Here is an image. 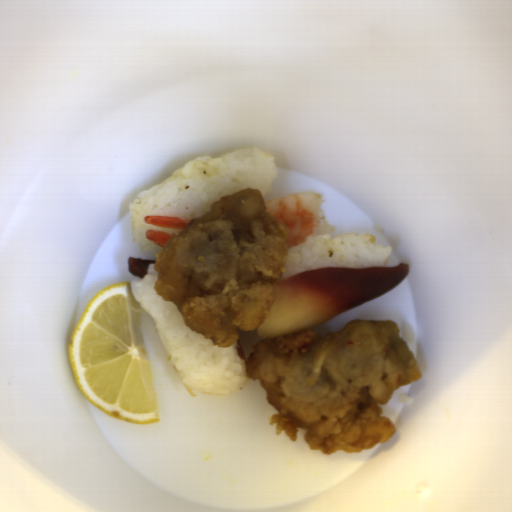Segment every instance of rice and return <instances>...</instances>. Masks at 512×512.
Masks as SVG:
<instances>
[{
	"label": "rice",
	"instance_id": "obj_1",
	"mask_svg": "<svg viewBox=\"0 0 512 512\" xmlns=\"http://www.w3.org/2000/svg\"><path fill=\"white\" fill-rule=\"evenodd\" d=\"M276 158L249 147L226 153L219 158L201 155L190 159L174 175L146 192H140L129 204L132 239L140 250L157 257L164 247L145 238L148 230H160L170 236L183 230L148 225L145 216L195 219L212 209L223 197L255 187L261 197L272 191L278 176Z\"/></svg>",
	"mask_w": 512,
	"mask_h": 512
},
{
	"label": "rice",
	"instance_id": "obj_2",
	"mask_svg": "<svg viewBox=\"0 0 512 512\" xmlns=\"http://www.w3.org/2000/svg\"><path fill=\"white\" fill-rule=\"evenodd\" d=\"M149 264L143 278L130 283L136 301L151 315L167 356L191 390L211 395H230L250 379L245 358L238 355L237 340L230 348L215 346L193 332L173 301H165L156 290L158 273Z\"/></svg>",
	"mask_w": 512,
	"mask_h": 512
},
{
	"label": "rice",
	"instance_id": "obj_3",
	"mask_svg": "<svg viewBox=\"0 0 512 512\" xmlns=\"http://www.w3.org/2000/svg\"><path fill=\"white\" fill-rule=\"evenodd\" d=\"M393 249L379 246L369 233L308 236L304 244L287 248L288 263L281 281L328 267L380 268Z\"/></svg>",
	"mask_w": 512,
	"mask_h": 512
}]
</instances>
